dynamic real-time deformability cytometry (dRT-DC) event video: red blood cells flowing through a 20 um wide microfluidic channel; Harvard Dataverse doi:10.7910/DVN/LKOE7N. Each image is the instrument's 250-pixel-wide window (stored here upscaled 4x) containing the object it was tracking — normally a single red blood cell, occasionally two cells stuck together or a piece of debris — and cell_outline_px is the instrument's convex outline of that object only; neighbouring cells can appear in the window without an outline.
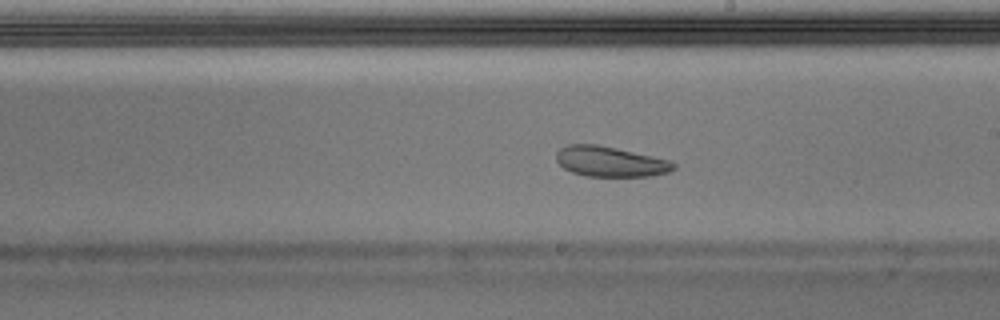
{"species": "Egyptian fruit bat (a non-hibernating species)", "species_latin": "Rousettus aegyptiacus", "temperature_condition": "warm", "stored_images_in_passage": 47, "camera_frame_rate_fps": 3000, "um_per_image_px": 0.085, "animal": {"sex": "male"}, "frame": {"image": 1, "passage_image": 25, "time_ms": 8.0, "image_size_px": [1000, 320], "cell_outline_px": [[676, 168], [668, 172], [652, 176], [584, 176], [572, 172], [564, 168], [556, 160], [556, 152], [560, 148], [568, 144], [596, 144], [616, 148], [652, 156], [668, 160], [676, 164]], "centroid_in_image_um": [51.85, 13.73], "position_along_channel_um": 237.1, "area_um2": 20.63}}
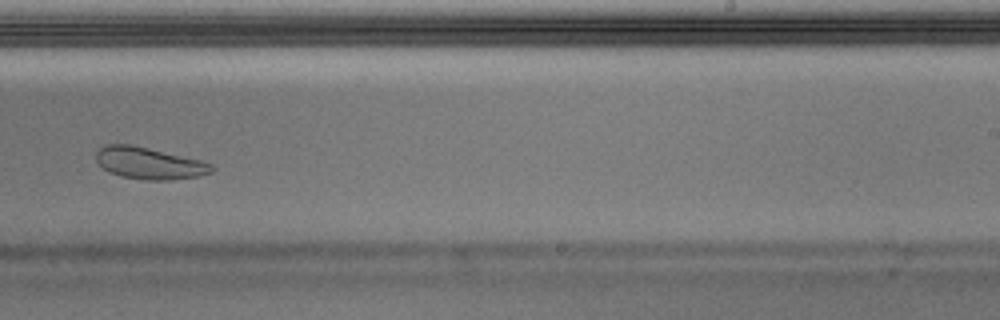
{"frame": {"image": 2, "passage_image": 28, "time_ms": 9.0, "image_size_px": [1000, 320], "cell_outline_px": [[216, 168], [212, 172], [200, 176], [172, 180], [144, 180], [120, 176], [108, 172], [96, 160], [96, 152], [104, 144], [128, 144], [148, 148], [200, 160], [212, 164]], "centroid_in_image_um": [12.69, 13.88], "position_along_channel_um": 276.3, "area_um2": 21.44}}
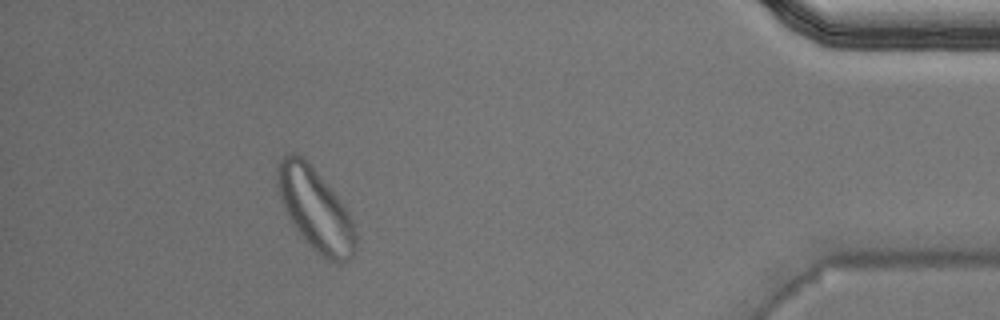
{"frame": {"image": 3, "passage_image": 42, "time_ms": 13.667, "image_size_px": [1000, 320], "cell_outline_px": [[356, 252], [348, 260], [340, 264], [328, 260], [312, 248], [304, 240], [288, 216], [284, 208], [276, 184], [276, 176], [280, 160], [288, 152], [292, 152], [300, 156], [312, 168], [344, 204], [356, 228]], "centroid_in_image_um": [26.83, 17.85], "position_along_channel_um": 408.4, "area_um2": 36.99}, "authors_computed_cell_mechanics": {"area_um2": 23.0044, "velocity_mm_per_s": 3.9322, "shape_relaxation_time_tau1_ms": null, "shape_relaxation_time_tau2_ms": 3.1624, "deformation_change_tau1": null, "deformation_change_tau2": 0.0813}}